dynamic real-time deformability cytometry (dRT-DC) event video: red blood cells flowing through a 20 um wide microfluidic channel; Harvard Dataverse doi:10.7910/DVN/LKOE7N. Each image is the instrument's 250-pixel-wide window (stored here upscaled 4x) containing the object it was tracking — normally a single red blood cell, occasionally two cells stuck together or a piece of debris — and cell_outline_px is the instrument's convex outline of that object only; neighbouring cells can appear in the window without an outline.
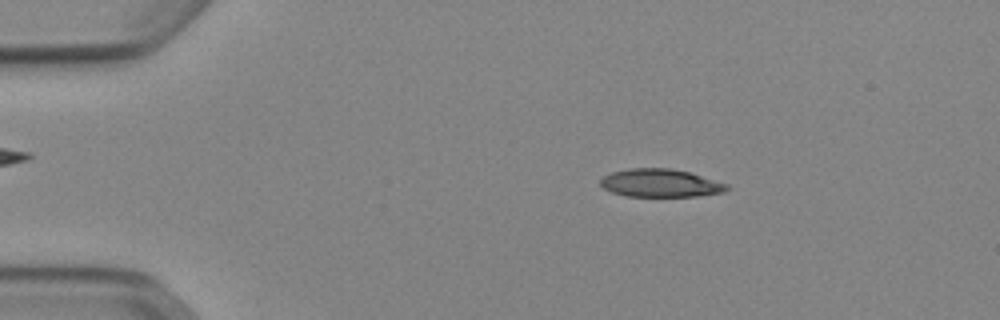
{"species": "Egyptian fruit bat (a non-hibernating species)", "species_latin": "Rousettus aegyptiacus", "temperature_condition": "cold", "stored_images_in_passage": 52, "camera_frame_rate_fps": 3000, "um_per_image_px": 0.085, "animal": {"sex": "female"}, "frame": {"image": 1, "passage_image": 9, "time_ms": 2.667, "image_size_px": [1000, 320], "cell_outline_px": [[728, 188], [724, 192], [696, 196], [624, 196], [612, 192], [604, 188], [600, 184], [600, 180], [604, 176], [612, 172], [628, 168], [672, 168], [688, 172], [728, 184]], "centroid_in_image_um": [56.11, 15.56], "position_along_channel_um": 28.9, "area_um2": 20.52}}
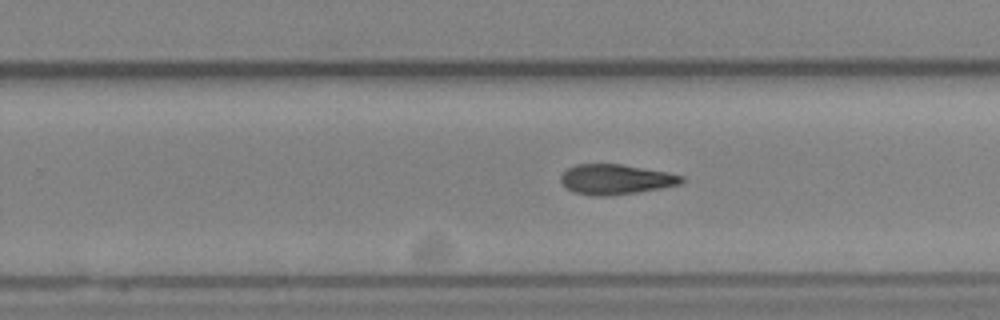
{"frame": {"image": 2, "passage_image": 33, "time_ms": 10.667, "image_size_px": [1000, 320], "cell_outline_px": [[684, 180], [680, 184], [660, 188], [636, 192], [608, 196], [592, 196], [576, 192], [568, 188], [560, 180], [560, 176], [568, 168], [576, 164], [620, 164], [668, 172], [684, 176]], "centroid_in_image_um": [52.35, 15.24], "position_along_channel_um": 277.5, "area_um2": 20.98}}
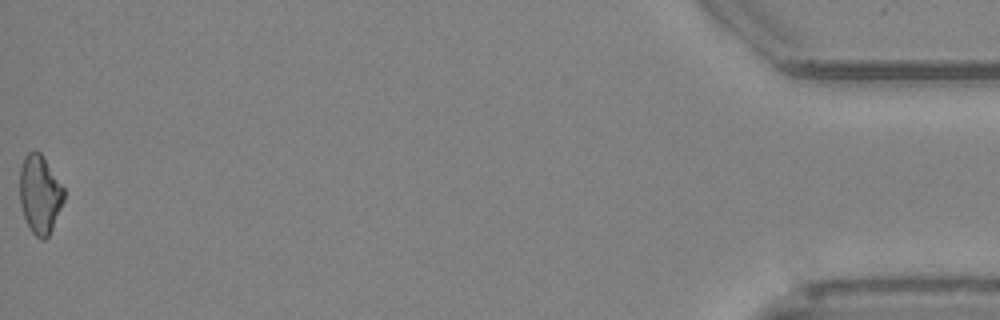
{"frame": {"image": 3, "passage_image": 52, "time_ms": 17.0, "image_size_px": [1000, 320], "cell_outline_px": [[64, 200], [52, 228], [48, 236], [44, 240], [40, 240], [32, 232], [24, 216], [20, 204], [20, 168], [24, 156], [28, 152], [40, 152], [64, 188]], "centroid_in_image_um": [3.38, 16.52], "position_along_channel_um": 431.8, "area_um2": 19.94}}